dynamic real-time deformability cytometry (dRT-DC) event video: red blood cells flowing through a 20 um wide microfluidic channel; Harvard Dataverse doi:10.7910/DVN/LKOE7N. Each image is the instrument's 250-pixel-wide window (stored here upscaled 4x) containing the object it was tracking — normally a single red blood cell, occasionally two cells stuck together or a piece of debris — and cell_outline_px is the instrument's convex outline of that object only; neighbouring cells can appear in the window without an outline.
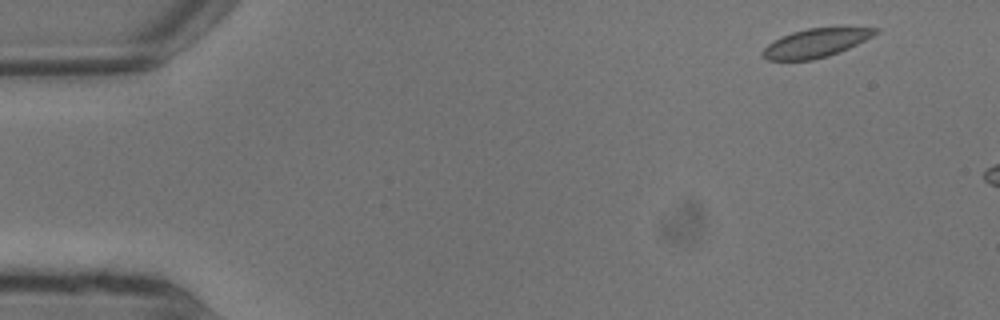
{"species": "common noctule bat (a hibernating species)", "species_latin": "Nyctalus noctula", "temperature_condition": "warm", "stored_images_in_passage": 4, "camera_frame_rate_fps": 3000, "um_per_image_px": 0.085, "animal": {"sex": "male", "body_mass_g": 13.3}, "frame": {"image": 1, "passage_image": 1, "time_ms": 0.0, "image_size_px": [1000, 320], "cell_outline_px": [[880, 32], [840, 52], [828, 56], [812, 60], [768, 60], [760, 52], [768, 44], [780, 36], [792, 32], [808, 28], [880, 28]], "centroid_in_image_um": [69.31, 3.66], "position_along_channel_um": 15.7, "area_um2": 18.61}}